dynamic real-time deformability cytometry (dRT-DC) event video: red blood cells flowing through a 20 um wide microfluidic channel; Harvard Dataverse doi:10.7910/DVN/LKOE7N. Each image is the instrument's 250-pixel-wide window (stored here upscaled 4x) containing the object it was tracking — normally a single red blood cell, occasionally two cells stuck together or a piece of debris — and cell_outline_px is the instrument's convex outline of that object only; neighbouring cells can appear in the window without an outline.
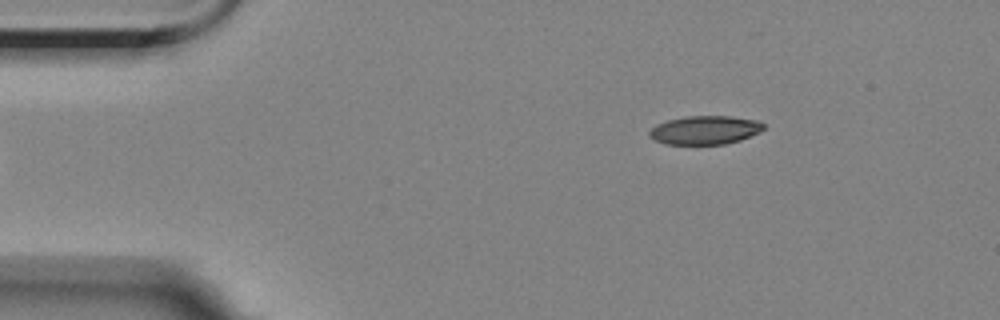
{"species": "Egyptian fruit bat (a non-hibernating species)", "species_latin": "Rousettus aegyptiacus", "temperature_condition": "room temperature", "stored_images_in_passage": 3, "camera_frame_rate_fps": 3000, "um_per_image_px": 0.085, "animal": {"sex": "female"}, "frame": {"image": 1, "passage_image": 3, "time_ms": 2.667, "image_size_px": [1000, 320], "cell_outline_px": [[764, 128], [760, 132], [740, 140], [724, 144], [664, 144], [648, 136], [648, 132], [656, 124], [668, 120], [688, 116], [732, 116], [756, 120], [764, 124]], "centroid_in_image_um": [59.92, 11.05], "position_along_channel_um": 25.1, "area_um2": 19.02}}